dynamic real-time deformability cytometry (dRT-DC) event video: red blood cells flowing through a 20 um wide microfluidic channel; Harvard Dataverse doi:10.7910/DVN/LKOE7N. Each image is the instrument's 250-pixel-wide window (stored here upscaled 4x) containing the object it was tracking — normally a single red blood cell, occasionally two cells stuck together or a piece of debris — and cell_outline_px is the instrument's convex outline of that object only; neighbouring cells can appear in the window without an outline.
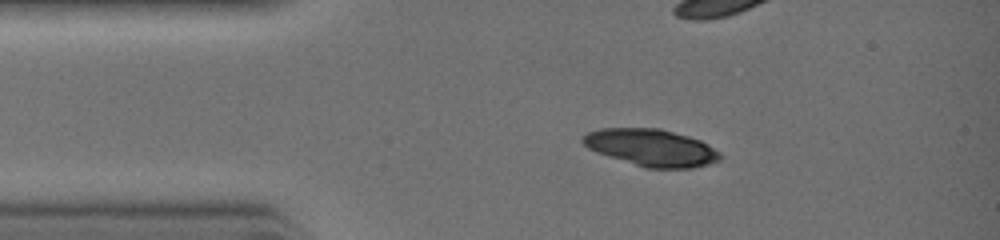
{"species": "common noctule bat (a hibernating species)", "species_latin": "Nyctalus noctula", "temperature_condition": "warm", "stored_images_in_passage": 31, "camera_frame_rate_fps": 3000, "um_per_image_px": 0.085, "animal": {"sex": "female", "body_mass_g": 19.0, "forearm_length_mm": 51.5}, "frame": {"image": 1, "passage_image": 5, "time_ms": 1.333, "image_size_px": [1000, 240], "cell_outline_px": [[724, 156], [720, 160], [708, 164], [692, 168], [644, 168], [596, 152], [588, 148], [580, 140], [588, 132], [600, 128], [660, 128], [688, 136], [700, 140], [708, 144], [720, 152]], "centroid_in_image_um": [55.38, 12.55], "position_along_channel_um": 29.6, "area_um2": 29.77}}